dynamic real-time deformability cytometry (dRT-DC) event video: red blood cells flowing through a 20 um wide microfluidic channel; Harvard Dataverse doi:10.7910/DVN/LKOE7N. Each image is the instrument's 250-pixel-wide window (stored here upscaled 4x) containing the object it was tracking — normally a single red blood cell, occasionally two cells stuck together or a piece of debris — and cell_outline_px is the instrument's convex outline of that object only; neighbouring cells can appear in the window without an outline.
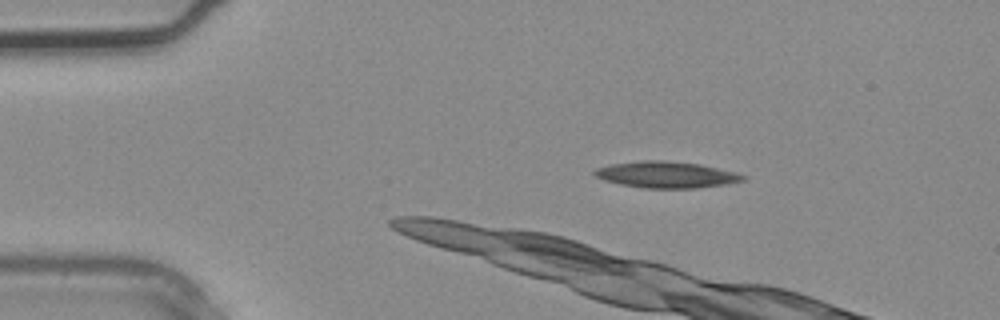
{"species": "common noctule bat (a hibernating species)", "species_latin": "Nyctalus noctula", "temperature_condition": "warm", "stored_images_in_passage": 1, "camera_frame_rate_fps": 3000, "um_per_image_px": 0.085, "animal": {"sex": "male", "body_mass_g": 20.4}, "frame": {"image": 1, "passage_image": 1, "time_ms": 0.0, "image_size_px": [1000, 320], "cell_outline_px": [[748, 176], [744, 180], [728, 184], [696, 188], [644, 188], [620, 184], [604, 180], [596, 176], [592, 172], [596, 168], [612, 164], [644, 160], [664, 160], [700, 164], [736, 172]], "centroid_in_image_um": [56.67, 14.85], "position_along_channel_um": 28.3, "area_um2": 22.83}}